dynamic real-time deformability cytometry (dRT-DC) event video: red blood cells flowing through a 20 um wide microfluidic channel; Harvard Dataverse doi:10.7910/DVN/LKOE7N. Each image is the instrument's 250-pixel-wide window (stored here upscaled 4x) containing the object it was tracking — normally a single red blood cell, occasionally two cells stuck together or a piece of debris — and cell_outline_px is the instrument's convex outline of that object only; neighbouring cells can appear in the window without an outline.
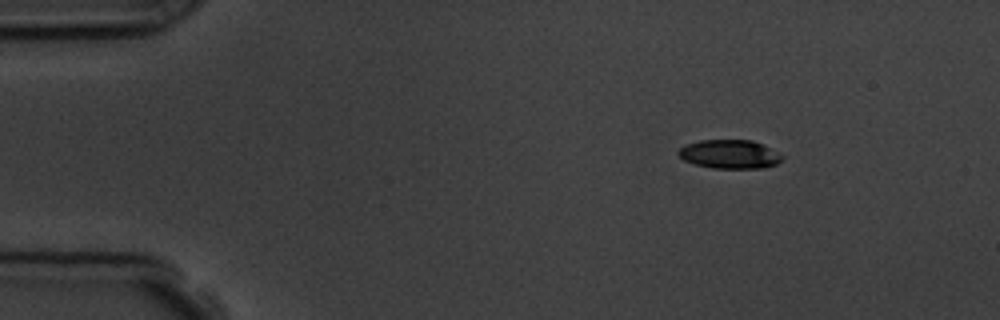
{"species": "common noctule bat (a hibernating species)", "species_latin": "Nyctalus noctula", "temperature_condition": "room temperature", "stored_images_in_passage": 6, "camera_frame_rate_fps": 3000, "um_per_image_px": 0.085, "animal": {"sex": "male", "body_mass_g": 19.5, "forearm_length_mm": 54.6}, "frame": {"image": 1, "passage_image": 1, "time_ms": 0.0, "image_size_px": [1000, 320], "cell_outline_px": [[784, 156], [776, 164], [764, 168], [712, 168], [696, 164], [684, 160], [676, 152], [684, 144], [700, 140], [752, 140], [764, 144]], "centroid_in_image_um": [62.02, 13.1], "position_along_channel_um": 23.0, "area_um2": 17.46}}
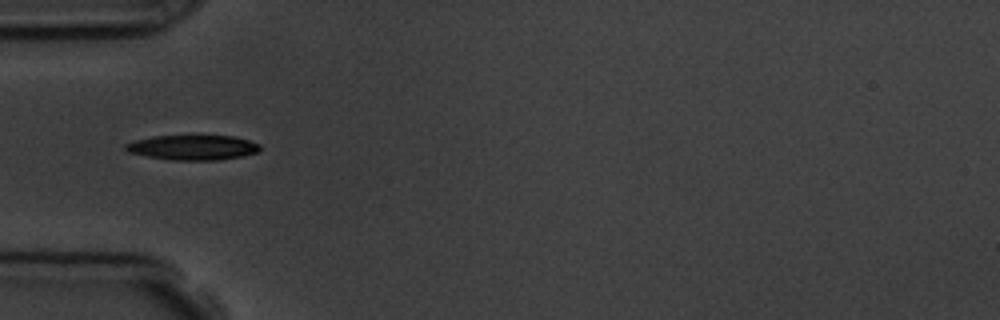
{"frame": {"image": 2, "passage_image": 4, "time_ms": 3.333, "image_size_px": [1000, 320], "cell_outline_px": [[260, 148], [256, 152], [244, 156], [220, 160], [172, 160], [148, 156], [128, 152], [124, 148], [124, 144], [136, 140], [152, 136], [232, 136], [248, 140], [260, 144]], "centroid_in_image_um": [16.38, 12.54], "position_along_channel_um": 68.6, "area_um2": 19.42}}